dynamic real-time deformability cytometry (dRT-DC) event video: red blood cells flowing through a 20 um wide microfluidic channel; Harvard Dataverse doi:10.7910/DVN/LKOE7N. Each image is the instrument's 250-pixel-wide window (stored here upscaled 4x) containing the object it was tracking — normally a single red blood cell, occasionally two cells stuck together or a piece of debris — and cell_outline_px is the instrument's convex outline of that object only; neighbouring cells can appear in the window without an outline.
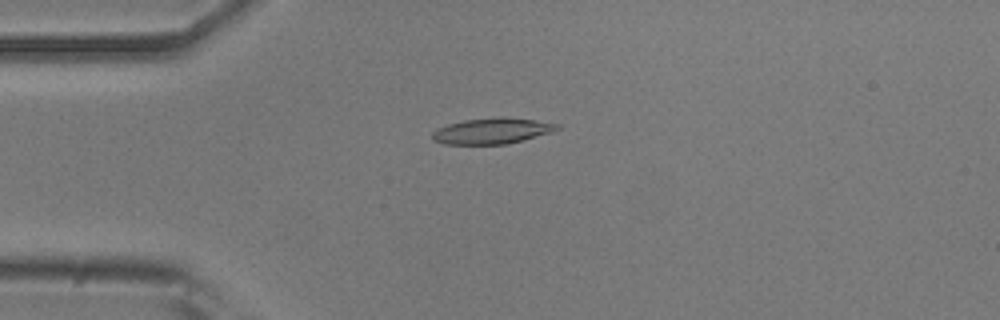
{"species": "common noctule bat (a hibernating species)", "species_latin": "Nyctalus noctula", "temperature_condition": "room temperature", "stored_images_in_passage": 41, "camera_frame_rate_fps": 3000, "um_per_image_px": 0.085, "animal": {"sex": "male", "body_mass_g": 20.5, "forearm_length_mm": 52.5}, "frame": {"image": 1, "passage_image": 1, "time_ms": 0.0, "image_size_px": [1000, 320], "cell_outline_px": [[560, 128], [552, 132], [524, 140], [508, 144], [444, 144], [432, 140], [432, 132], [436, 128], [448, 124], [464, 120], [500, 116], [504, 116], [536, 120], [560, 124]], "centroid_in_image_um": [41.83, 11.12], "position_along_channel_um": 43.2, "area_um2": 19.07}}
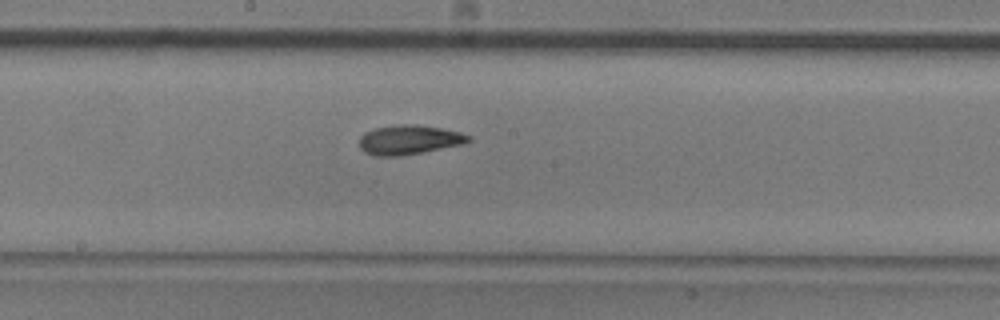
{"frame": {"image": 2, "passage_image": 16, "time_ms": 5.0, "image_size_px": [1000, 320], "cell_outline_px": [[472, 140], [464, 144], [424, 152], [396, 156], [376, 156], [364, 152], [360, 148], [360, 136], [364, 132], [376, 128], [400, 124], [412, 124], [440, 128], [460, 132], [472, 136]], "centroid_in_image_um": [34.79, 11.88], "position_along_channel_um": 213.4, "area_um2": 18.73}}
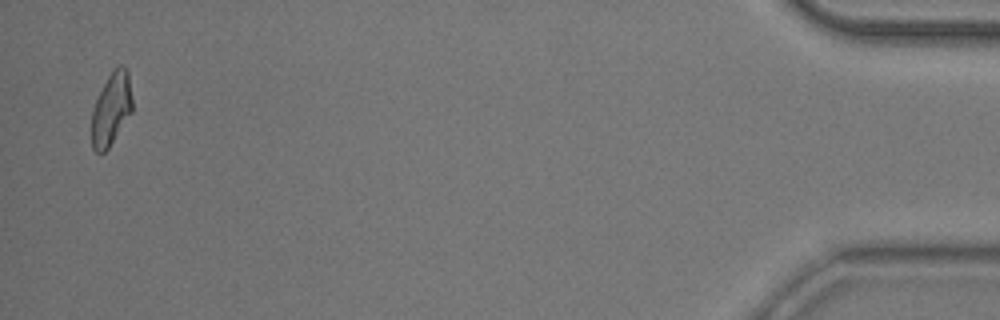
{"frame": {"image": 3, "passage_image": 40, "time_ms": 13.0, "image_size_px": [1000, 320], "cell_outline_px": [[132, 112], [108, 148], [104, 152], [96, 152], [92, 148], [92, 112], [96, 100], [108, 76], [120, 64], [124, 64], [128, 68], [132, 100]], "centroid_in_image_um": [9.48, 9.24], "position_along_channel_um": 425.7, "area_um2": 17.05}, "authors_computed_cell_mechanics": {"area_um2": 17.918, "velocity_mm_per_s": 3.7688, "shape_relaxation_time_tau1_ms": 5.5212, "shape_relaxation_time_tau2_ms": 2.529, "deformation_change_tau1": 0.178, "deformation_change_tau2": 0.0894}}